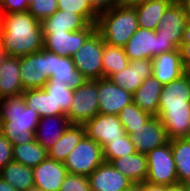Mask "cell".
<instances>
[{"instance_id": "603a6c76", "label": "cell", "mask_w": 190, "mask_h": 191, "mask_svg": "<svg viewBox=\"0 0 190 191\" xmlns=\"http://www.w3.org/2000/svg\"><path fill=\"white\" fill-rule=\"evenodd\" d=\"M163 84L153 75L145 79L133 94V102L143 111L157 116Z\"/></svg>"}, {"instance_id": "681fc988", "label": "cell", "mask_w": 190, "mask_h": 191, "mask_svg": "<svg viewBox=\"0 0 190 191\" xmlns=\"http://www.w3.org/2000/svg\"><path fill=\"white\" fill-rule=\"evenodd\" d=\"M180 3L183 5L188 17H190V0H180Z\"/></svg>"}, {"instance_id": "ac0fdd59", "label": "cell", "mask_w": 190, "mask_h": 191, "mask_svg": "<svg viewBox=\"0 0 190 191\" xmlns=\"http://www.w3.org/2000/svg\"><path fill=\"white\" fill-rule=\"evenodd\" d=\"M88 178L91 191H123L133 183L111 163L105 161Z\"/></svg>"}, {"instance_id": "7402d4cb", "label": "cell", "mask_w": 190, "mask_h": 191, "mask_svg": "<svg viewBox=\"0 0 190 191\" xmlns=\"http://www.w3.org/2000/svg\"><path fill=\"white\" fill-rule=\"evenodd\" d=\"M51 70L52 75L49 79L66 82L73 90L78 89L88 80L75 68L72 57H61L53 52H51Z\"/></svg>"}, {"instance_id": "9a60e30c", "label": "cell", "mask_w": 190, "mask_h": 191, "mask_svg": "<svg viewBox=\"0 0 190 191\" xmlns=\"http://www.w3.org/2000/svg\"><path fill=\"white\" fill-rule=\"evenodd\" d=\"M99 112L118 115L122 108L133 102V94L118 87L109 78L98 79Z\"/></svg>"}, {"instance_id": "83f0119b", "label": "cell", "mask_w": 190, "mask_h": 191, "mask_svg": "<svg viewBox=\"0 0 190 191\" xmlns=\"http://www.w3.org/2000/svg\"><path fill=\"white\" fill-rule=\"evenodd\" d=\"M0 177L17 191H28L34 187L33 169L14 160L0 170Z\"/></svg>"}, {"instance_id": "4dcf8cb0", "label": "cell", "mask_w": 190, "mask_h": 191, "mask_svg": "<svg viewBox=\"0 0 190 191\" xmlns=\"http://www.w3.org/2000/svg\"><path fill=\"white\" fill-rule=\"evenodd\" d=\"M22 94L26 105L38 112L40 117L66 114L64 111H53L52 98L43 88L25 90Z\"/></svg>"}, {"instance_id": "f5cc1de1", "label": "cell", "mask_w": 190, "mask_h": 191, "mask_svg": "<svg viewBox=\"0 0 190 191\" xmlns=\"http://www.w3.org/2000/svg\"><path fill=\"white\" fill-rule=\"evenodd\" d=\"M183 184L190 191V178L186 179Z\"/></svg>"}, {"instance_id": "bcb514c9", "label": "cell", "mask_w": 190, "mask_h": 191, "mask_svg": "<svg viewBox=\"0 0 190 191\" xmlns=\"http://www.w3.org/2000/svg\"><path fill=\"white\" fill-rule=\"evenodd\" d=\"M166 191H189L183 183H176L167 186Z\"/></svg>"}, {"instance_id": "b9f144b4", "label": "cell", "mask_w": 190, "mask_h": 191, "mask_svg": "<svg viewBox=\"0 0 190 191\" xmlns=\"http://www.w3.org/2000/svg\"><path fill=\"white\" fill-rule=\"evenodd\" d=\"M181 59L184 67L190 63V43H185L180 45Z\"/></svg>"}, {"instance_id": "e575fe53", "label": "cell", "mask_w": 190, "mask_h": 191, "mask_svg": "<svg viewBox=\"0 0 190 191\" xmlns=\"http://www.w3.org/2000/svg\"><path fill=\"white\" fill-rule=\"evenodd\" d=\"M58 9L82 15L90 24H96L99 13L90 5L89 0H57Z\"/></svg>"}, {"instance_id": "7dc6e473", "label": "cell", "mask_w": 190, "mask_h": 191, "mask_svg": "<svg viewBox=\"0 0 190 191\" xmlns=\"http://www.w3.org/2000/svg\"><path fill=\"white\" fill-rule=\"evenodd\" d=\"M0 191H17L12 185L0 177Z\"/></svg>"}, {"instance_id": "ee69618b", "label": "cell", "mask_w": 190, "mask_h": 191, "mask_svg": "<svg viewBox=\"0 0 190 191\" xmlns=\"http://www.w3.org/2000/svg\"><path fill=\"white\" fill-rule=\"evenodd\" d=\"M145 0H117V6L135 7Z\"/></svg>"}, {"instance_id": "3957f363", "label": "cell", "mask_w": 190, "mask_h": 191, "mask_svg": "<svg viewBox=\"0 0 190 191\" xmlns=\"http://www.w3.org/2000/svg\"><path fill=\"white\" fill-rule=\"evenodd\" d=\"M40 115L28 107L23 94L0 99L1 132L13 145L36 141Z\"/></svg>"}, {"instance_id": "8fae6325", "label": "cell", "mask_w": 190, "mask_h": 191, "mask_svg": "<svg viewBox=\"0 0 190 191\" xmlns=\"http://www.w3.org/2000/svg\"><path fill=\"white\" fill-rule=\"evenodd\" d=\"M96 30V24H89L85 29L75 32H55L44 35L43 49L61 57H73Z\"/></svg>"}, {"instance_id": "74e56055", "label": "cell", "mask_w": 190, "mask_h": 191, "mask_svg": "<svg viewBox=\"0 0 190 191\" xmlns=\"http://www.w3.org/2000/svg\"><path fill=\"white\" fill-rule=\"evenodd\" d=\"M59 191H91L89 178L68 173Z\"/></svg>"}, {"instance_id": "d6a6232c", "label": "cell", "mask_w": 190, "mask_h": 191, "mask_svg": "<svg viewBox=\"0 0 190 191\" xmlns=\"http://www.w3.org/2000/svg\"><path fill=\"white\" fill-rule=\"evenodd\" d=\"M129 64V59L122 47L104 44L102 67L103 78H109L112 74L120 72Z\"/></svg>"}, {"instance_id": "f35d334b", "label": "cell", "mask_w": 190, "mask_h": 191, "mask_svg": "<svg viewBox=\"0 0 190 191\" xmlns=\"http://www.w3.org/2000/svg\"><path fill=\"white\" fill-rule=\"evenodd\" d=\"M33 0H0V14L26 12Z\"/></svg>"}, {"instance_id": "db71d44e", "label": "cell", "mask_w": 190, "mask_h": 191, "mask_svg": "<svg viewBox=\"0 0 190 191\" xmlns=\"http://www.w3.org/2000/svg\"><path fill=\"white\" fill-rule=\"evenodd\" d=\"M28 191H43V190L36 187H32Z\"/></svg>"}, {"instance_id": "f1b7e54d", "label": "cell", "mask_w": 190, "mask_h": 191, "mask_svg": "<svg viewBox=\"0 0 190 191\" xmlns=\"http://www.w3.org/2000/svg\"><path fill=\"white\" fill-rule=\"evenodd\" d=\"M13 160L28 167H35L48 157L47 150L37 141L13 145Z\"/></svg>"}, {"instance_id": "60d3db41", "label": "cell", "mask_w": 190, "mask_h": 191, "mask_svg": "<svg viewBox=\"0 0 190 191\" xmlns=\"http://www.w3.org/2000/svg\"><path fill=\"white\" fill-rule=\"evenodd\" d=\"M89 3L98 13L117 6V0H89Z\"/></svg>"}, {"instance_id": "f907efd6", "label": "cell", "mask_w": 190, "mask_h": 191, "mask_svg": "<svg viewBox=\"0 0 190 191\" xmlns=\"http://www.w3.org/2000/svg\"><path fill=\"white\" fill-rule=\"evenodd\" d=\"M8 55L0 47V66L3 64V61Z\"/></svg>"}, {"instance_id": "1f68e13d", "label": "cell", "mask_w": 190, "mask_h": 191, "mask_svg": "<svg viewBox=\"0 0 190 191\" xmlns=\"http://www.w3.org/2000/svg\"><path fill=\"white\" fill-rule=\"evenodd\" d=\"M42 88L52 98L53 111H64L65 113L69 111L74 90L66 82H57L55 79H49Z\"/></svg>"}, {"instance_id": "816d5d0a", "label": "cell", "mask_w": 190, "mask_h": 191, "mask_svg": "<svg viewBox=\"0 0 190 191\" xmlns=\"http://www.w3.org/2000/svg\"><path fill=\"white\" fill-rule=\"evenodd\" d=\"M184 74L188 77V79L190 80V63L187 64L184 68Z\"/></svg>"}, {"instance_id": "5b68a950", "label": "cell", "mask_w": 190, "mask_h": 191, "mask_svg": "<svg viewBox=\"0 0 190 191\" xmlns=\"http://www.w3.org/2000/svg\"><path fill=\"white\" fill-rule=\"evenodd\" d=\"M129 61L150 59L159 54L176 51L178 48L168 39L157 36L155 31L138 28L123 47Z\"/></svg>"}, {"instance_id": "6da1fadb", "label": "cell", "mask_w": 190, "mask_h": 191, "mask_svg": "<svg viewBox=\"0 0 190 191\" xmlns=\"http://www.w3.org/2000/svg\"><path fill=\"white\" fill-rule=\"evenodd\" d=\"M44 34L39 20L29 11L1 14L0 47L11 57H22L43 49Z\"/></svg>"}, {"instance_id": "9c48e42d", "label": "cell", "mask_w": 190, "mask_h": 191, "mask_svg": "<svg viewBox=\"0 0 190 191\" xmlns=\"http://www.w3.org/2000/svg\"><path fill=\"white\" fill-rule=\"evenodd\" d=\"M104 40L96 30L72 57L75 68L87 79L103 78L102 57Z\"/></svg>"}, {"instance_id": "f6af8a7d", "label": "cell", "mask_w": 190, "mask_h": 191, "mask_svg": "<svg viewBox=\"0 0 190 191\" xmlns=\"http://www.w3.org/2000/svg\"><path fill=\"white\" fill-rule=\"evenodd\" d=\"M190 43V17H188L187 24L183 33L181 44Z\"/></svg>"}, {"instance_id": "cb8c5ba5", "label": "cell", "mask_w": 190, "mask_h": 191, "mask_svg": "<svg viewBox=\"0 0 190 191\" xmlns=\"http://www.w3.org/2000/svg\"><path fill=\"white\" fill-rule=\"evenodd\" d=\"M24 92L21 83L19 57L7 56L0 66V99Z\"/></svg>"}, {"instance_id": "836d02e7", "label": "cell", "mask_w": 190, "mask_h": 191, "mask_svg": "<svg viewBox=\"0 0 190 191\" xmlns=\"http://www.w3.org/2000/svg\"><path fill=\"white\" fill-rule=\"evenodd\" d=\"M118 117L125 133L129 135L134 129L143 126L152 115L141 110L134 102H132L122 108Z\"/></svg>"}, {"instance_id": "d4e9b609", "label": "cell", "mask_w": 190, "mask_h": 191, "mask_svg": "<svg viewBox=\"0 0 190 191\" xmlns=\"http://www.w3.org/2000/svg\"><path fill=\"white\" fill-rule=\"evenodd\" d=\"M119 172L133 183L145 182L148 175L147 157L143 153L123 155L110 162Z\"/></svg>"}, {"instance_id": "ab89813d", "label": "cell", "mask_w": 190, "mask_h": 191, "mask_svg": "<svg viewBox=\"0 0 190 191\" xmlns=\"http://www.w3.org/2000/svg\"><path fill=\"white\" fill-rule=\"evenodd\" d=\"M13 144L2 134L0 135V170L13 161Z\"/></svg>"}, {"instance_id": "30bf717a", "label": "cell", "mask_w": 190, "mask_h": 191, "mask_svg": "<svg viewBox=\"0 0 190 191\" xmlns=\"http://www.w3.org/2000/svg\"><path fill=\"white\" fill-rule=\"evenodd\" d=\"M146 157L148 175L145 181L167 186L178 183L170 141L148 152Z\"/></svg>"}, {"instance_id": "52a82bcc", "label": "cell", "mask_w": 190, "mask_h": 191, "mask_svg": "<svg viewBox=\"0 0 190 191\" xmlns=\"http://www.w3.org/2000/svg\"><path fill=\"white\" fill-rule=\"evenodd\" d=\"M19 68L24 91L42 88L52 75L51 52L42 49L19 57Z\"/></svg>"}, {"instance_id": "8992f818", "label": "cell", "mask_w": 190, "mask_h": 191, "mask_svg": "<svg viewBox=\"0 0 190 191\" xmlns=\"http://www.w3.org/2000/svg\"><path fill=\"white\" fill-rule=\"evenodd\" d=\"M103 162L102 147L85 135L66 157L63 164L69 174L88 177Z\"/></svg>"}, {"instance_id": "7a4b0ae2", "label": "cell", "mask_w": 190, "mask_h": 191, "mask_svg": "<svg viewBox=\"0 0 190 191\" xmlns=\"http://www.w3.org/2000/svg\"><path fill=\"white\" fill-rule=\"evenodd\" d=\"M157 117L169 140L190 135V80L185 74L163 85Z\"/></svg>"}, {"instance_id": "8d00e7d4", "label": "cell", "mask_w": 190, "mask_h": 191, "mask_svg": "<svg viewBox=\"0 0 190 191\" xmlns=\"http://www.w3.org/2000/svg\"><path fill=\"white\" fill-rule=\"evenodd\" d=\"M57 10V0H33L28 9L30 14L40 22L53 15Z\"/></svg>"}, {"instance_id": "484cf974", "label": "cell", "mask_w": 190, "mask_h": 191, "mask_svg": "<svg viewBox=\"0 0 190 191\" xmlns=\"http://www.w3.org/2000/svg\"><path fill=\"white\" fill-rule=\"evenodd\" d=\"M171 4L167 0H145L135 6L139 27L156 31L162 15Z\"/></svg>"}, {"instance_id": "f546056e", "label": "cell", "mask_w": 190, "mask_h": 191, "mask_svg": "<svg viewBox=\"0 0 190 191\" xmlns=\"http://www.w3.org/2000/svg\"><path fill=\"white\" fill-rule=\"evenodd\" d=\"M173 153L178 182L190 178V141L187 138L169 140Z\"/></svg>"}, {"instance_id": "d590c367", "label": "cell", "mask_w": 190, "mask_h": 191, "mask_svg": "<svg viewBox=\"0 0 190 191\" xmlns=\"http://www.w3.org/2000/svg\"><path fill=\"white\" fill-rule=\"evenodd\" d=\"M136 152V148L131 142L130 136L125 133L122 137L111 141V143L103 149V158L105 162L110 163L113 159Z\"/></svg>"}, {"instance_id": "277c9868", "label": "cell", "mask_w": 190, "mask_h": 191, "mask_svg": "<svg viewBox=\"0 0 190 191\" xmlns=\"http://www.w3.org/2000/svg\"><path fill=\"white\" fill-rule=\"evenodd\" d=\"M96 25L106 44L122 48L139 28L135 7L125 6L99 13Z\"/></svg>"}, {"instance_id": "4316f807", "label": "cell", "mask_w": 190, "mask_h": 191, "mask_svg": "<svg viewBox=\"0 0 190 191\" xmlns=\"http://www.w3.org/2000/svg\"><path fill=\"white\" fill-rule=\"evenodd\" d=\"M84 136L85 129L83 125L70 124L58 141L47 150L48 158L64 162Z\"/></svg>"}, {"instance_id": "c3c4849f", "label": "cell", "mask_w": 190, "mask_h": 191, "mask_svg": "<svg viewBox=\"0 0 190 191\" xmlns=\"http://www.w3.org/2000/svg\"><path fill=\"white\" fill-rule=\"evenodd\" d=\"M123 191H145L143 183H132L128 188Z\"/></svg>"}, {"instance_id": "ffe728a7", "label": "cell", "mask_w": 190, "mask_h": 191, "mask_svg": "<svg viewBox=\"0 0 190 191\" xmlns=\"http://www.w3.org/2000/svg\"><path fill=\"white\" fill-rule=\"evenodd\" d=\"M70 124L66 114L41 117L35 132L36 141L48 150Z\"/></svg>"}, {"instance_id": "7bdbcfd3", "label": "cell", "mask_w": 190, "mask_h": 191, "mask_svg": "<svg viewBox=\"0 0 190 191\" xmlns=\"http://www.w3.org/2000/svg\"><path fill=\"white\" fill-rule=\"evenodd\" d=\"M145 191H166L167 185L154 184L148 181L143 182Z\"/></svg>"}, {"instance_id": "2e32d148", "label": "cell", "mask_w": 190, "mask_h": 191, "mask_svg": "<svg viewBox=\"0 0 190 191\" xmlns=\"http://www.w3.org/2000/svg\"><path fill=\"white\" fill-rule=\"evenodd\" d=\"M153 75V64L150 59L129 61L125 69L112 74L109 79L118 87L134 94L142 82Z\"/></svg>"}, {"instance_id": "9f6ffc18", "label": "cell", "mask_w": 190, "mask_h": 191, "mask_svg": "<svg viewBox=\"0 0 190 191\" xmlns=\"http://www.w3.org/2000/svg\"><path fill=\"white\" fill-rule=\"evenodd\" d=\"M2 134V132H1V120H0V135Z\"/></svg>"}, {"instance_id": "11a10c76", "label": "cell", "mask_w": 190, "mask_h": 191, "mask_svg": "<svg viewBox=\"0 0 190 191\" xmlns=\"http://www.w3.org/2000/svg\"><path fill=\"white\" fill-rule=\"evenodd\" d=\"M167 1H170L172 3L180 2V0H167Z\"/></svg>"}, {"instance_id": "7c38bea8", "label": "cell", "mask_w": 190, "mask_h": 191, "mask_svg": "<svg viewBox=\"0 0 190 191\" xmlns=\"http://www.w3.org/2000/svg\"><path fill=\"white\" fill-rule=\"evenodd\" d=\"M83 126L85 135L97 142L102 149L125 134L118 115L99 113Z\"/></svg>"}, {"instance_id": "d6986e66", "label": "cell", "mask_w": 190, "mask_h": 191, "mask_svg": "<svg viewBox=\"0 0 190 191\" xmlns=\"http://www.w3.org/2000/svg\"><path fill=\"white\" fill-rule=\"evenodd\" d=\"M153 76L163 85L184 74L180 50L165 52L152 59Z\"/></svg>"}, {"instance_id": "4fadbf2b", "label": "cell", "mask_w": 190, "mask_h": 191, "mask_svg": "<svg viewBox=\"0 0 190 191\" xmlns=\"http://www.w3.org/2000/svg\"><path fill=\"white\" fill-rule=\"evenodd\" d=\"M129 136L136 151L143 154L169 142L163 123L157 116H152L143 126L134 129Z\"/></svg>"}, {"instance_id": "e0dca14e", "label": "cell", "mask_w": 190, "mask_h": 191, "mask_svg": "<svg viewBox=\"0 0 190 191\" xmlns=\"http://www.w3.org/2000/svg\"><path fill=\"white\" fill-rule=\"evenodd\" d=\"M32 169L34 187L43 191H59L68 174L63 162L48 157Z\"/></svg>"}, {"instance_id": "44dd1931", "label": "cell", "mask_w": 190, "mask_h": 191, "mask_svg": "<svg viewBox=\"0 0 190 191\" xmlns=\"http://www.w3.org/2000/svg\"><path fill=\"white\" fill-rule=\"evenodd\" d=\"M90 23L82 16L57 10L41 22L44 35L55 32H75L85 29Z\"/></svg>"}, {"instance_id": "5bb4252c", "label": "cell", "mask_w": 190, "mask_h": 191, "mask_svg": "<svg viewBox=\"0 0 190 191\" xmlns=\"http://www.w3.org/2000/svg\"><path fill=\"white\" fill-rule=\"evenodd\" d=\"M187 20L183 5L180 2L172 3L162 15L155 34L168 39L179 49Z\"/></svg>"}, {"instance_id": "ba28073f", "label": "cell", "mask_w": 190, "mask_h": 191, "mask_svg": "<svg viewBox=\"0 0 190 191\" xmlns=\"http://www.w3.org/2000/svg\"><path fill=\"white\" fill-rule=\"evenodd\" d=\"M99 113L98 80L88 79L74 90L72 104L66 116L71 124L84 125Z\"/></svg>"}]
</instances>
